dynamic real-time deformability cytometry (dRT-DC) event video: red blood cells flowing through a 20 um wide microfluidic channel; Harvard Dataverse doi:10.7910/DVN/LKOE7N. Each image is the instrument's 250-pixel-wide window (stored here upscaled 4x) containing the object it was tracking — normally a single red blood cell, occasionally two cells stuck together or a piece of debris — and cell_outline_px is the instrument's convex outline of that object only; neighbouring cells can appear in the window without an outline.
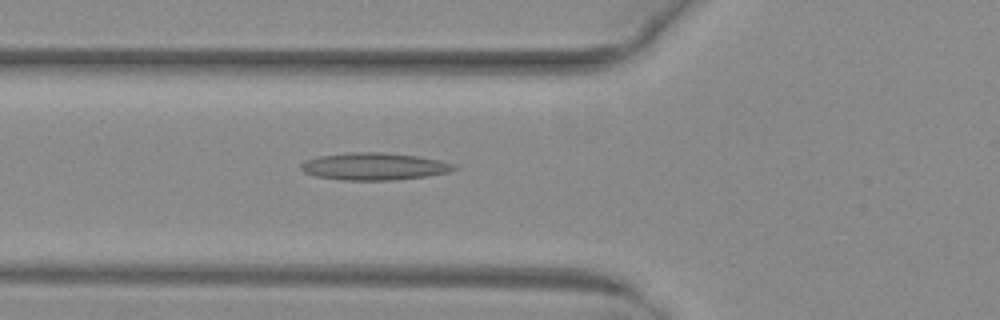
{"species": "common noctule bat (a hibernating species)", "species_latin": "Nyctalus noctula", "temperature_condition": "warm", "stored_images_in_passage": 39, "camera_frame_rate_fps": 3000, "um_per_image_px": 0.085, "animal": {"sex": "female", "body_mass_g": 29.2, "forearm_length_mm": 56.3}, "frame": {"image": 1, "passage_image": 7, "time_ms": 2.0, "image_size_px": [1000, 320], "cell_outline_px": [[460, 168], [448, 172], [424, 176], [392, 180], [340, 180], [316, 176], [304, 172], [300, 168], [300, 164], [304, 160], [320, 156], [348, 152], [380, 152], [416, 156], [440, 160], [456, 164]], "centroid_in_image_um": [31.79, 14.14], "position_along_channel_um": 94.0, "area_um2": 24.33}}
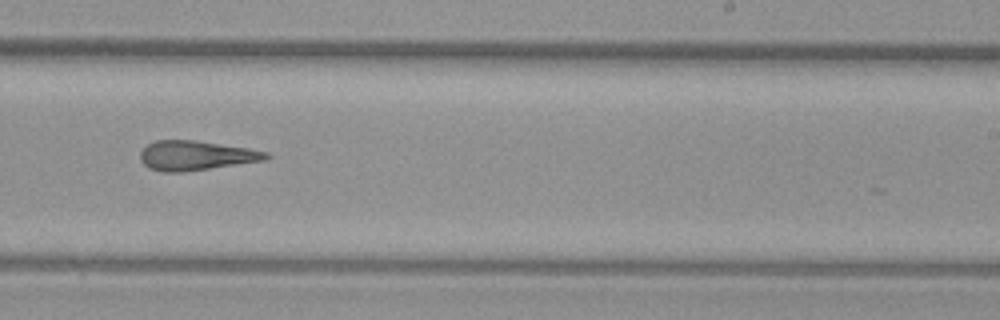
{"frame": {"image": 2, "passage_image": 20, "time_ms": 6.333, "image_size_px": [1000, 320], "cell_outline_px": [[272, 156], [264, 160], [180, 172], [164, 172], [148, 168], [140, 160], [140, 152], [148, 144], [156, 140], [196, 140], [248, 148], [268, 152]], "centroid_in_image_um": [16.63, 13.21], "position_along_channel_um": 272.4, "area_um2": 21.44}}
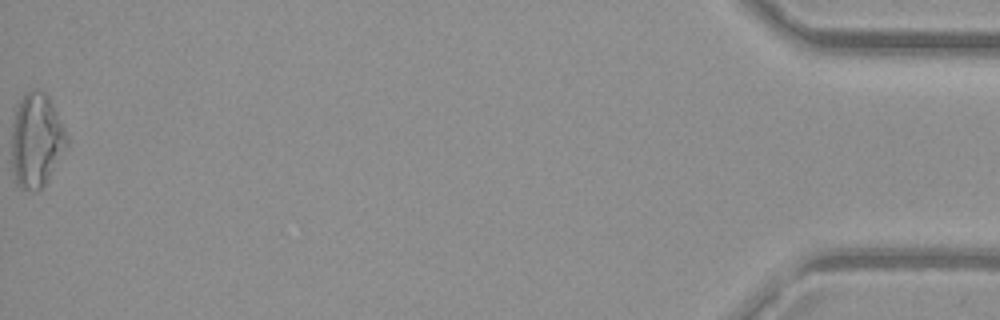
{"frame": {"image": 3, "passage_image": 39, "time_ms": 12.667, "image_size_px": [1000, 320], "cell_outline_px": [[68, 144], [44, 188], [20, 188], [16, 184], [12, 168], [12, 124], [16, 108], [20, 100], [32, 88], [36, 88], [44, 92], [48, 96], [68, 136]], "centroid_in_image_um": [3.09, 11.93], "position_along_channel_um": 432.1, "area_um2": 30.11}, "authors_computed_cell_mechanics": {"area_um2": 22.7732, "velocity_mm_per_s": 4.1121, "shape_relaxation_time_tau1_ms": null, "shape_relaxation_time_tau2_ms": 5.9629, "deformation_change_tau1": null, "deformation_change_tau2": 0.2346}}